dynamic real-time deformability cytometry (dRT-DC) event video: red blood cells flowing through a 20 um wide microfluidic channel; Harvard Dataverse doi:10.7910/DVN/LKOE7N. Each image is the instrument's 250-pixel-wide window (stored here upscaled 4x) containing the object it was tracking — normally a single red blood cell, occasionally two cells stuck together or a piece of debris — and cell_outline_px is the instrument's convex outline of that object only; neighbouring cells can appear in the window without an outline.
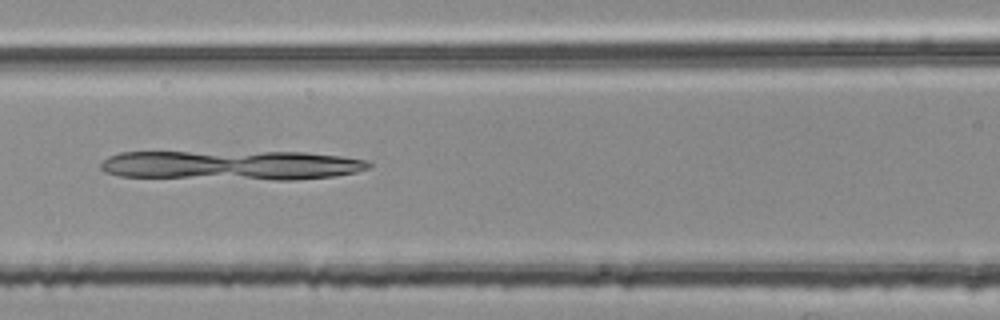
{"species": "common noctule bat (a hibernating species)", "species_latin": "Nyctalus noctula", "temperature_condition": "room temperature", "stored_images_in_passage": 3, "camera_frame_rate_fps": 3000, "um_per_image_px": 0.085, "animal": {"sex": "female", "body_mass_g": 25.1}, "frame": {"image": 1, "passage_image": 3, "time_ms": 0.667, "image_size_px": [1000, 320], "cell_outline_px": [[372, 164], [368, 168], [356, 172], [336, 176], [292, 180], [276, 180], [120, 176], [104, 172], [100, 168], [100, 164], [108, 156], [120, 152], [304, 152], [340, 156], [368, 160]], "centroid_in_image_um": [19.7, 14.04], "position_along_channel_um": 146.9, "area_um2": 46.36}}